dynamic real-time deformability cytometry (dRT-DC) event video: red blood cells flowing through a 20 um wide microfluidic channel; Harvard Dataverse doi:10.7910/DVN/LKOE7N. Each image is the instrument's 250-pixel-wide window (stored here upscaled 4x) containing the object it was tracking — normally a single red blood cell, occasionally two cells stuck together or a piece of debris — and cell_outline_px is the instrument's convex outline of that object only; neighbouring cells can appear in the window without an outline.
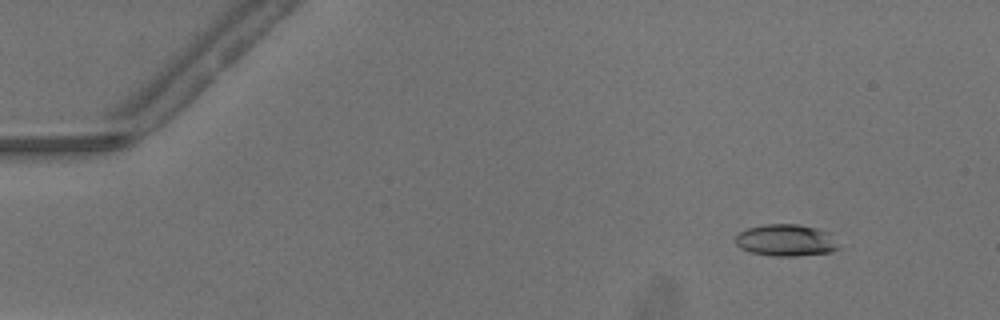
{"species": "common noctule bat (a hibernating species)", "species_latin": "Nyctalus noctula", "temperature_condition": "warm", "stored_images_in_passage": 41, "camera_frame_rate_fps": 3000, "um_per_image_px": 0.085, "animal": {"sex": "male", "body_mass_g": 13.3}, "frame": {"image": 1, "passage_image": 6, "time_ms": 1.667, "image_size_px": [1000, 320], "cell_outline_px": [[840, 248], [832, 252], [796, 256], [776, 256], [752, 252], [740, 248], [736, 244], [736, 232], [748, 228], [764, 224], [800, 224], [816, 228], [824, 232]], "centroid_in_image_um": [66.73, 20.42], "position_along_channel_um": 18.3, "area_um2": 18.84}}
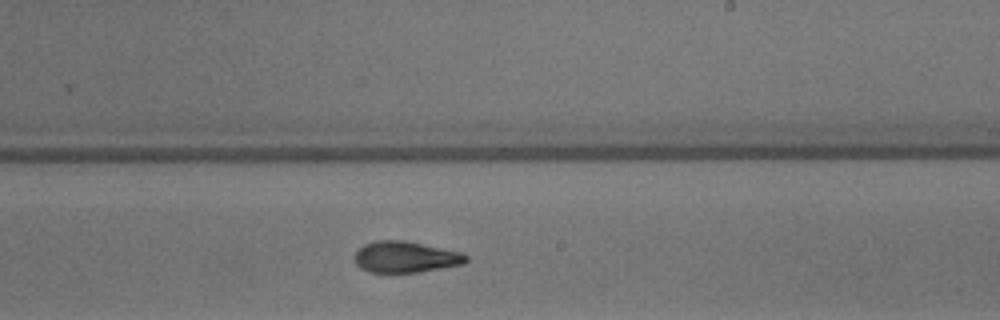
{"frame": {"image": 2, "passage_image": 31, "time_ms": 10.0, "image_size_px": [1000, 320], "cell_outline_px": [[468, 260], [464, 264], [416, 272], [368, 272], [360, 268], [356, 264], [356, 252], [364, 244], [376, 240], [404, 240], [460, 252], [468, 256]], "centroid_in_image_um": [34.46, 21.84], "position_along_channel_um": 254.5, "area_um2": 20.06}}
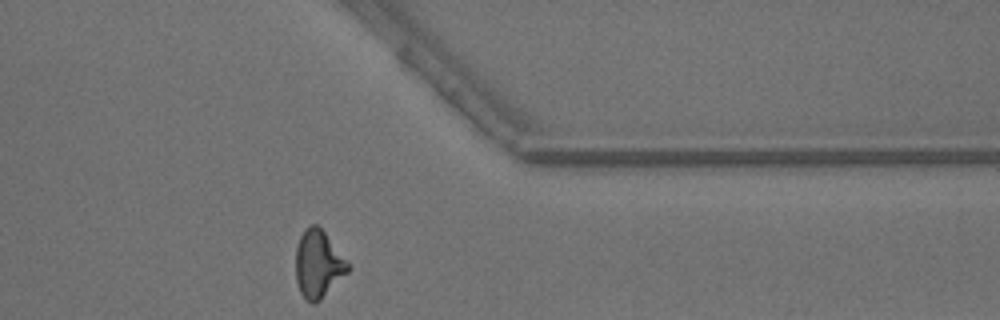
{"frame": {"image": 3, "passage_image": 41, "time_ms": 13.333, "image_size_px": [1000, 320], "cell_outline_px": [[352, 268], [316, 304], [312, 304], [300, 292], [296, 280], [296, 248], [300, 236], [304, 228], [312, 224], [316, 224], [324, 232], [348, 260]], "centroid_in_image_um": [27.06, 22.44], "position_along_channel_um": 384.3, "area_um2": 20.58}, "authors_computed_cell_mechanics": {"area_um2": 20.0566, "velocity_mm_per_s": 4.2042, "shape_relaxation_time_tau1_ms": 4.0082, "shape_relaxation_time_tau2_ms": 2.0427, "deformation_change_tau1": 0.189, "deformation_change_tau2": 0.1029}}